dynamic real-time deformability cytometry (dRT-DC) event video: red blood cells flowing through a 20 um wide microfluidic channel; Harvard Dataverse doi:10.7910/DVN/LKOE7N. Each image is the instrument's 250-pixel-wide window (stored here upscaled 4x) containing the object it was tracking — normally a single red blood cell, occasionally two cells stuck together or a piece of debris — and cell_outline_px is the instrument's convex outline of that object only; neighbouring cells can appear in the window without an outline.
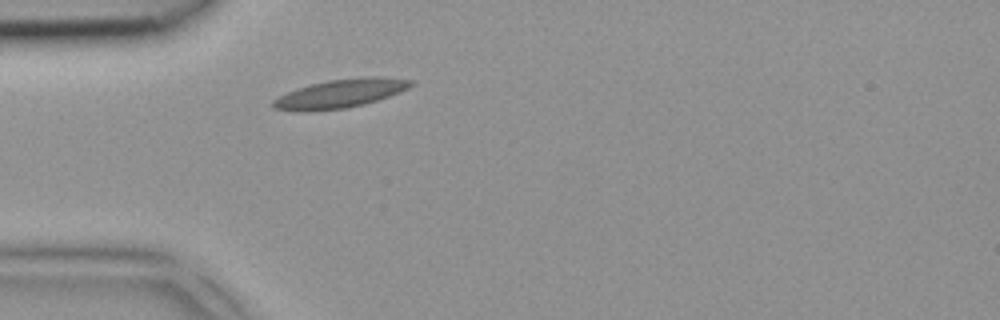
{"species": "common noctule bat (a hibernating species)", "species_latin": "Nyctalus noctula", "temperature_condition": "room temperature", "stored_images_in_passage": 4, "camera_frame_rate_fps": 3000, "um_per_image_px": 0.085, "animal": {"sex": "female", "body_mass_g": 18.4}, "frame": {"image": 1, "passage_image": 4, "time_ms": 1.0, "image_size_px": [1000, 320], "cell_outline_px": [[412, 84], [408, 88], [388, 96], [364, 104], [344, 108], [308, 112], [304, 112], [276, 108], [272, 104], [272, 100], [296, 88], [328, 80], [364, 76], [380, 76], [412, 80]], "centroid_in_image_um": [28.92, 7.94], "position_along_channel_um": 56.1, "area_um2": 22.77}}